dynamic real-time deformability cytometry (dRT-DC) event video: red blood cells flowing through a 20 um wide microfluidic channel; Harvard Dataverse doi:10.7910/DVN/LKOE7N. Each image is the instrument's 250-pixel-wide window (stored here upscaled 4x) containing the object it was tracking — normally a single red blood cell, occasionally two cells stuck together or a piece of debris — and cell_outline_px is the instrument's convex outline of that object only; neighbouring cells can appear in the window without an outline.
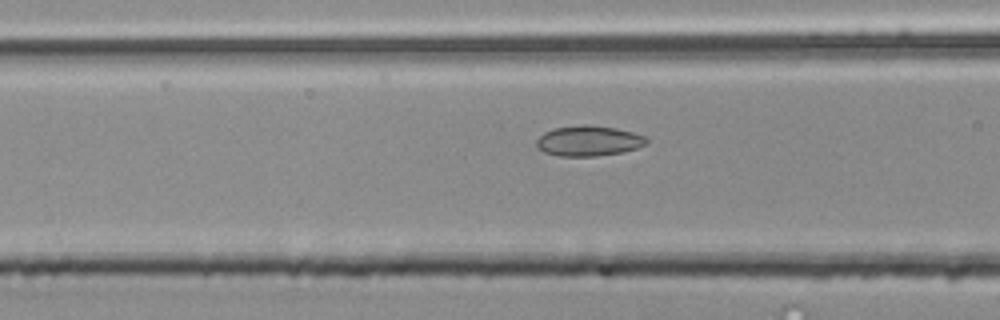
{"species": "common noctule bat (a hibernating species)", "species_latin": "Nyctalus noctula", "temperature_condition": "room temperature", "stored_images_in_passage": 5, "camera_frame_rate_fps": 3000, "um_per_image_px": 0.085, "animal": {"sex": "male", "body_mass_g": 20.4}, "frame": {"image": 1, "passage_image": 5, "time_ms": 1.333, "image_size_px": [1000, 320], "cell_outline_px": [[648, 144], [624, 152], [596, 156], [560, 156], [544, 152], [536, 148], [536, 140], [544, 132], [556, 128], [616, 128], [632, 132], [644, 136], [648, 140]], "centroid_in_image_um": [50.04, 12.04], "position_along_channel_um": 116.6, "area_um2": 18.61}}